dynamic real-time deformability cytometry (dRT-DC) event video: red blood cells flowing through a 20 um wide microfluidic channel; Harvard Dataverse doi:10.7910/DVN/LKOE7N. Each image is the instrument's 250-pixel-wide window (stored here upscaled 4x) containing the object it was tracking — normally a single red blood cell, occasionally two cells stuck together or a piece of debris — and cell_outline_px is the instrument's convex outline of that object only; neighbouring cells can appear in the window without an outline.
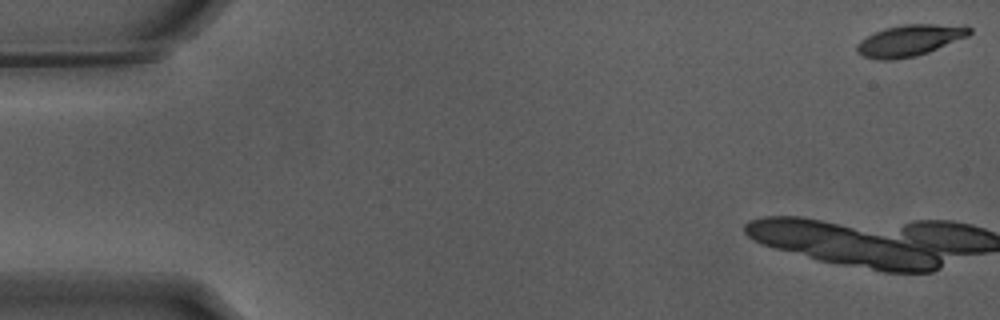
{"species": "Egyptian fruit bat (a non-hibernating species)", "species_latin": "Rousettus aegyptiacus", "temperature_condition": "warm", "stored_images_in_passage": 14, "camera_frame_rate_fps": 3000, "um_per_image_px": 0.085, "animal": {"sex": "male"}, "frame": {"image": 1, "passage_image": 1, "time_ms": 0.0, "image_size_px": [1000, 320], "cell_outline_px": [[972, 32], [968, 36], [928, 52], [916, 56], [892, 60], [880, 60], [864, 56], [856, 52], [856, 44], [860, 40], [884, 28], [904, 24], [968, 24], [972, 28]], "centroid_in_image_um": [77.37, 3.42], "position_along_channel_um": 7.6, "area_um2": 20.75}}